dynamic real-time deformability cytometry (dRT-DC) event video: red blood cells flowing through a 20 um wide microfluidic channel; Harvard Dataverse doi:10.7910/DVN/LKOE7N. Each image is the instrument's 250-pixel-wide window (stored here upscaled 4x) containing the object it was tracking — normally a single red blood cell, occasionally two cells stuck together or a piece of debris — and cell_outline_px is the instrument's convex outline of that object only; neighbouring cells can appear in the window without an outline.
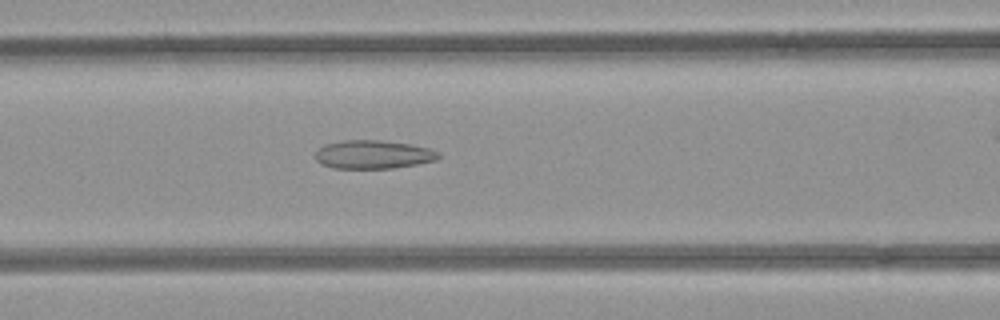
{"species": "common noctule bat (a hibernating species)", "species_latin": "Nyctalus noctula", "temperature_condition": "room temperature", "stored_images_in_passage": 42, "segment_of_instrument_passage": [1, 2], "camera_frame_rate_fps": 3000, "um_per_image_px": 0.085, "animal": {"sex": "female", "body_mass_g": 21.9}, "frame": {"image": 1, "passage_image": 22, "time_ms": 7.0, "image_size_px": [1000, 320], "cell_outline_px": [[440, 156], [436, 160], [416, 164], [392, 168], [332, 168], [316, 160], [316, 152], [324, 144], [344, 140], [380, 140], [412, 144], [432, 148], [440, 152]], "centroid_in_image_um": [31.77, 13.12], "position_along_channel_um": 134.8, "area_um2": 20.46}}
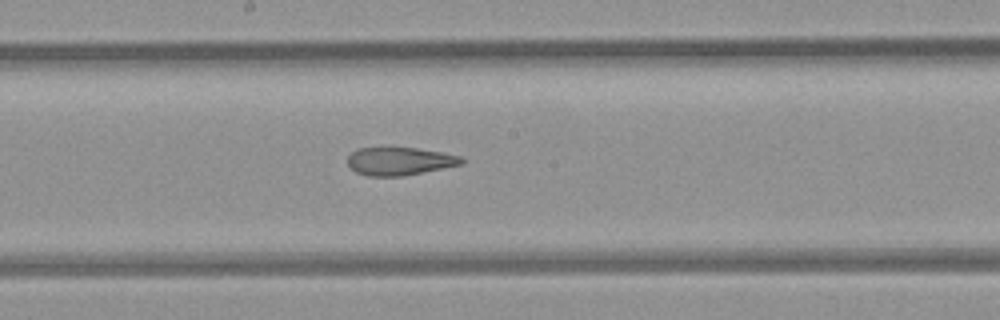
{"frame": {"image": 2, "passage_image": 28, "time_ms": 9.0, "image_size_px": [1000, 320], "cell_outline_px": [[464, 164], [404, 176], [368, 176], [356, 172], [348, 164], [348, 156], [352, 152], [360, 148], [416, 148], [440, 152], [460, 156], [464, 160]], "centroid_in_image_um": [33.98, 13.71], "position_along_channel_um": 214.2, "area_um2": 18.44}}
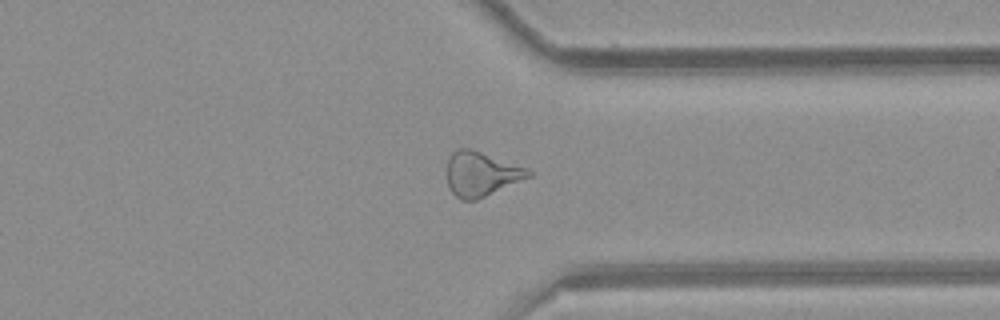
{"frame": {"image": 3, "passage_image": 40, "time_ms": 13.0, "image_size_px": [1000, 320], "cell_outline_px": [[532, 176], [476, 200], [460, 200], [448, 188], [448, 160], [452, 152], [456, 148], [468, 148], [480, 152], [524, 168], [532, 172]], "centroid_in_image_um": [40.86, 14.81], "position_along_channel_um": 370.5, "area_um2": 20.63}}